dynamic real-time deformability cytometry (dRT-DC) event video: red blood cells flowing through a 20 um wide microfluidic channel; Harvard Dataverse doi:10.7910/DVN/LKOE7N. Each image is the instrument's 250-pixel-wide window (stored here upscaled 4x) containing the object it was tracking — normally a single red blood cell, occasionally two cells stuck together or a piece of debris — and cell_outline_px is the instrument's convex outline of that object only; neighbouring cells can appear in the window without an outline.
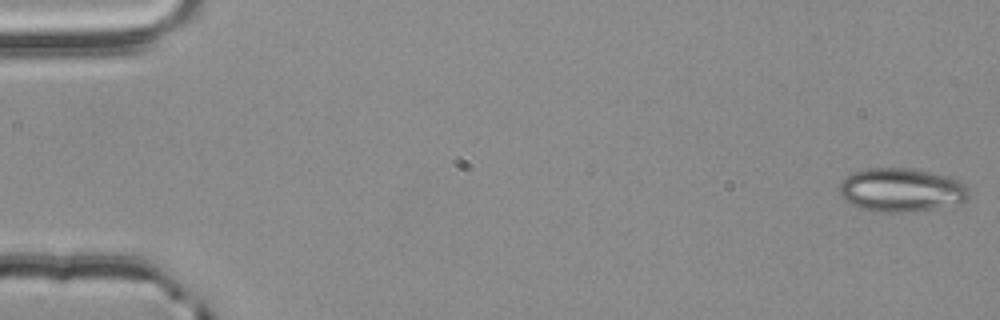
{"species": "common noctule bat (a hibernating species)", "species_latin": "Nyctalus noctula", "temperature_condition": "room temperature", "stored_images_in_passage": 16, "camera_frame_rate_fps": 3000, "um_per_image_px": 0.085, "animal": {"sex": "male", "body_mass_g": 20.4}, "frame": {"image": 1, "passage_image": 1, "time_ms": 0.0, "image_size_px": [1000, 320], "cell_outline_px": [[968, 200], [960, 204], [912, 212], [876, 212], [860, 208], [844, 200], [840, 196], [840, 184], [852, 172], [868, 168], [912, 168], [952, 176], [968, 184]], "centroid_in_image_um": [76.68, 16.15], "position_along_channel_um": 8.3, "area_um2": 33.52}}